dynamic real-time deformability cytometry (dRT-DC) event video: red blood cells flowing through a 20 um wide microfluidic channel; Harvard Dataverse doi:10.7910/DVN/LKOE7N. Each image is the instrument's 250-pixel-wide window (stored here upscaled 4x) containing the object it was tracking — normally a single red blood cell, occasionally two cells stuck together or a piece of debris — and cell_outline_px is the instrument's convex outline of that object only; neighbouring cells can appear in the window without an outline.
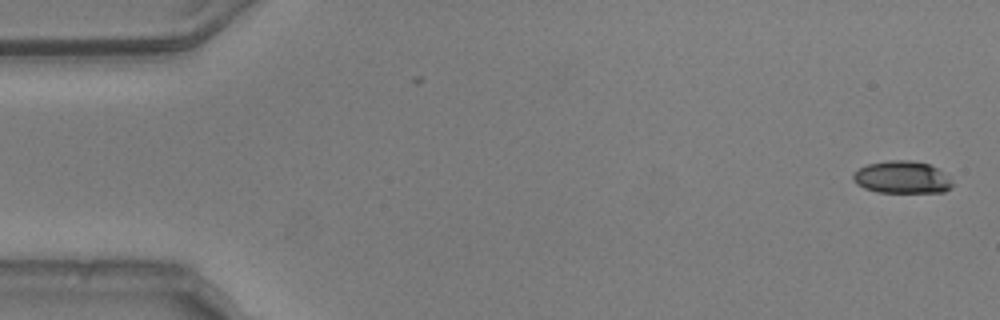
{"species": "common noctule bat (a hibernating species)", "species_latin": "Nyctalus noctula", "temperature_condition": "warm", "stored_images_in_passage": 47, "camera_frame_rate_fps": 3000, "um_per_image_px": 0.085, "animal": {"sex": "male", "body_mass_g": 20.5, "forearm_length_mm": 52.5}, "frame": {"image": 1, "passage_image": 1, "time_ms": 0.0, "image_size_px": [1000, 320], "cell_outline_px": [[952, 188], [944, 192], [876, 192], [864, 188], [856, 184], [852, 180], [852, 176], [860, 168], [868, 164], [888, 160], [912, 160], [928, 164], [936, 168], [948, 176], [952, 180]], "centroid_in_image_um": [76.67, 15.07], "position_along_channel_um": 8.3, "area_um2": 18.73}}
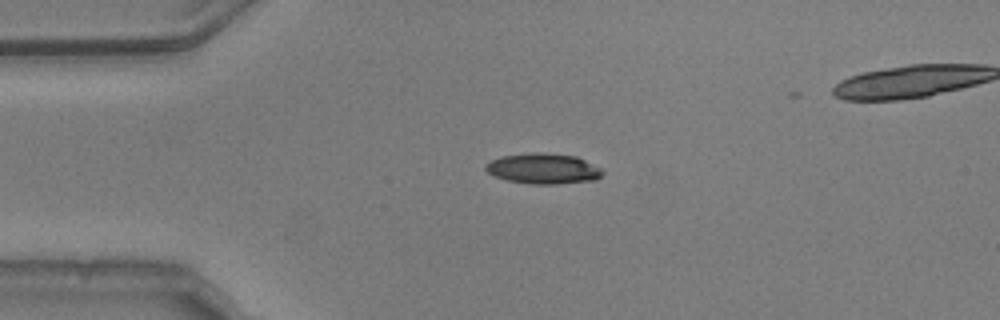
{"frame": {"image": 2, "passage_image": 12, "time_ms": 3.667, "image_size_px": [1000, 320], "cell_outline_px": [[604, 172], [596, 180], [556, 184], [528, 184], [508, 180], [496, 176], [488, 172], [484, 168], [484, 164], [500, 156], [540, 152], [576, 156], [600, 168]], "centroid_in_image_um": [46.17, 14.34], "position_along_channel_um": 38.8, "area_um2": 20.63}}
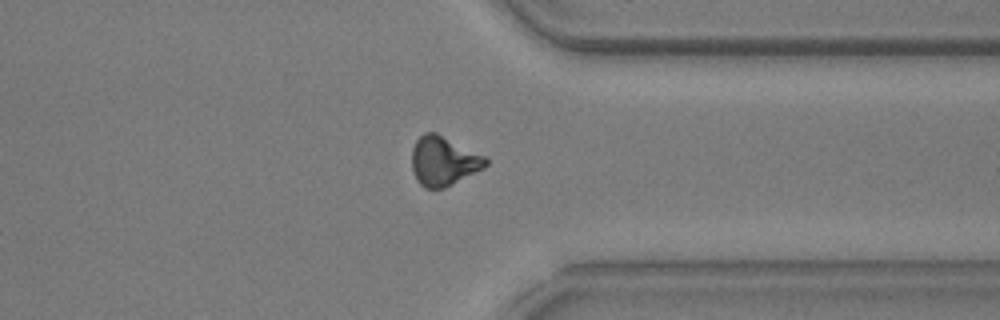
{"frame": {"image": 3, "passage_image": 41, "time_ms": 13.333, "image_size_px": [1000, 320], "cell_outline_px": [[488, 164], [484, 168], [444, 188], [424, 188], [416, 180], [412, 168], [412, 148], [416, 140], [424, 132], [436, 132], [484, 156], [488, 160]], "centroid_in_image_um": [37.67, 13.69], "position_along_channel_um": 373.7, "area_um2": 21.1}, "authors_computed_cell_mechanics": {"area_um2": 20.6924, "velocity_mm_per_s": 3.7781, "shape_relaxation_time_tau1_ms": 4.483, "shape_relaxation_time_tau2_ms": 3.1455, "deformation_change_tau1": 0.1312, "deformation_change_tau2": 0.1027}}